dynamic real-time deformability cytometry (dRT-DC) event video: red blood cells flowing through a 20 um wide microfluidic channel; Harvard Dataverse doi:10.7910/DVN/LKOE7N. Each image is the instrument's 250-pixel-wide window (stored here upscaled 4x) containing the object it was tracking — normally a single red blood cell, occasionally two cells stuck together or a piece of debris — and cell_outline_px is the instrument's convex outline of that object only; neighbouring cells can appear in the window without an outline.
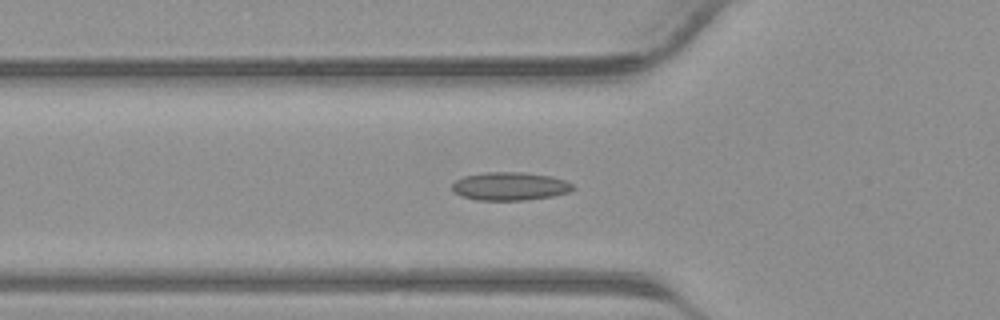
{"species": "common noctule bat (a hibernating species)", "species_latin": "Nyctalus noctula", "temperature_condition": "warm", "stored_images_in_passage": 38, "camera_frame_rate_fps": 3000, "um_per_image_px": 0.085, "animal": {"sex": "male", "body_mass_g": 23.1, "forearm_length_mm": 52.7}, "frame": {"image": 1, "passage_image": 11, "time_ms": 3.333, "image_size_px": [1000, 320], "cell_outline_px": [[576, 188], [568, 192], [552, 196], [528, 200], [476, 200], [460, 196], [452, 188], [452, 184], [456, 180], [464, 176], [484, 172], [520, 172], [552, 176], [564, 180], [572, 184]], "centroid_in_image_um": [43.34, 15.83], "position_along_channel_um": 82.5, "area_um2": 19.88}}
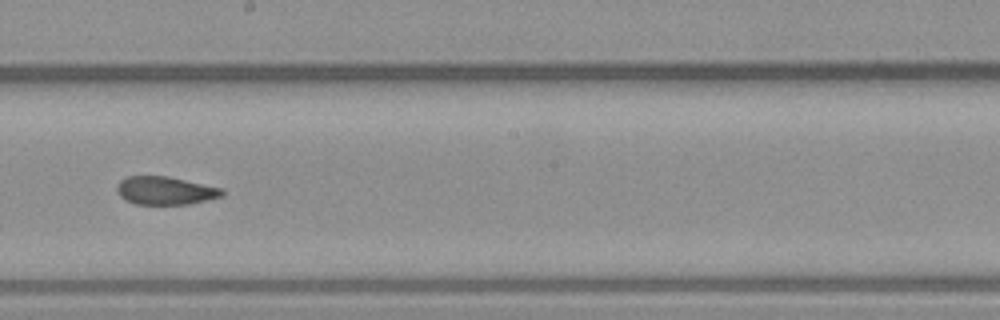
{"frame": {"image": 2, "passage_image": 20, "time_ms": 6.333, "image_size_px": [1000, 320], "cell_outline_px": [[224, 192], [220, 196], [188, 204], [136, 204], [120, 196], [116, 188], [116, 184], [124, 176], [168, 176], [224, 188]], "centroid_in_image_um": [14.02, 16.18], "position_along_channel_um": 234.2, "area_um2": 17.17}}
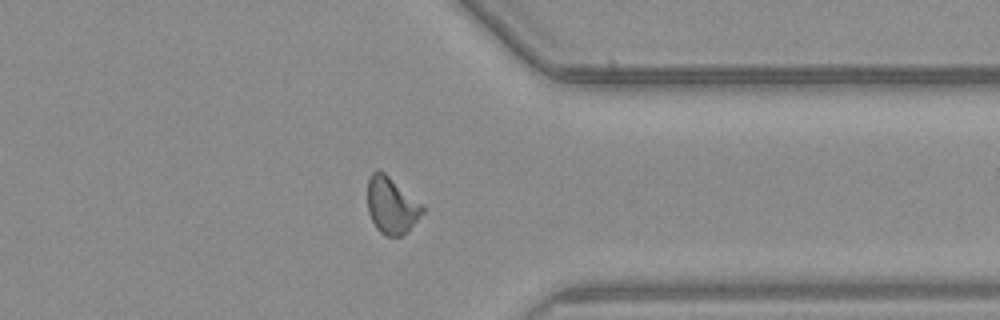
{"frame": {"image": 3, "passage_image": 29, "time_ms": 9.333, "image_size_px": [1000, 320], "cell_outline_px": [[424, 212], [408, 232], [400, 236], [384, 236], [376, 228], [368, 212], [368, 176], [372, 172], [384, 172], [424, 204]], "centroid_in_image_um": [33.31, 17.48], "position_along_channel_um": 378.1, "area_um2": 18.32}}